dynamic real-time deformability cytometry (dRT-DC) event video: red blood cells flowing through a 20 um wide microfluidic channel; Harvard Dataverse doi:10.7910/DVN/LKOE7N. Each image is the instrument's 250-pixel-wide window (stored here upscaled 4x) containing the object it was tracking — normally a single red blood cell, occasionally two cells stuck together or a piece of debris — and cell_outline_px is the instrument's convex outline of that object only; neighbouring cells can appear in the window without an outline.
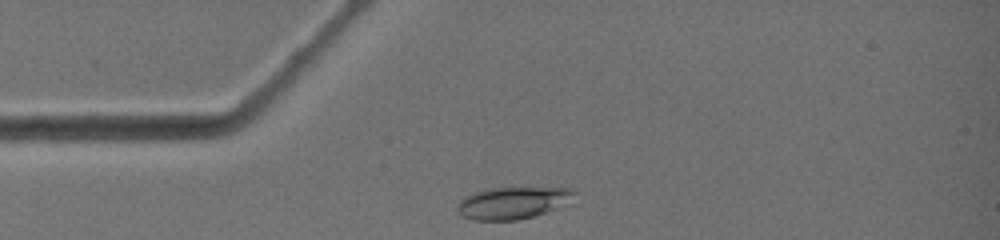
{"species": "common noctule bat (a hibernating species)", "species_latin": "Nyctalus noctula", "temperature_condition": "warm", "stored_images_in_passage": 1, "camera_frame_rate_fps": 3000, "um_per_image_px": 0.085, "animal": {"sex": "female", "body_mass_g": 19.0, "forearm_length_mm": 51.5}, "frame": {"image": 1, "passage_image": 1, "time_ms": 0.0, "image_size_px": [1000, 240], "cell_outline_px": [[580, 192], [556, 208], [548, 212], [516, 220], [472, 220], [464, 216], [456, 208], [456, 204], [464, 196], [472, 192], [484, 188], [576, 188]], "centroid_in_image_um": [43.56, 17.22], "position_along_channel_um": 41.4, "area_um2": 21.85}}